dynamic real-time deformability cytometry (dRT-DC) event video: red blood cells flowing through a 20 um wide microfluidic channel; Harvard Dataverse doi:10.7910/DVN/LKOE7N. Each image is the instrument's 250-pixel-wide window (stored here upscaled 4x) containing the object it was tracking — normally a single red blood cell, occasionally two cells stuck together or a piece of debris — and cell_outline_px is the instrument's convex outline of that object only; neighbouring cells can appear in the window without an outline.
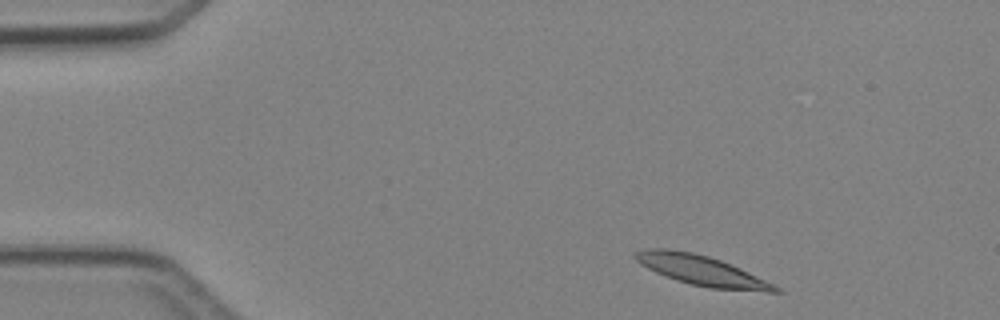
{"species": "Egyptian fruit bat (a non-hibernating species)", "species_latin": "Rousettus aegyptiacus", "temperature_condition": "cold", "stored_images_in_passage": 3, "camera_frame_rate_fps": 3000, "um_per_image_px": 0.085, "animal": {"sex": "female"}, "frame": {"image": 1, "passage_image": 1, "time_ms": 0.0, "image_size_px": [1000, 320], "cell_outline_px": [[784, 292], [764, 292], [708, 288], [676, 280], [656, 272], [640, 264], [632, 256], [636, 252], [644, 248], [668, 248], [692, 252], [708, 256], [720, 260], [740, 268], [776, 284]], "centroid_in_image_um": [59.67, 22.99], "position_along_channel_um": 25.3, "area_um2": 24.62}}